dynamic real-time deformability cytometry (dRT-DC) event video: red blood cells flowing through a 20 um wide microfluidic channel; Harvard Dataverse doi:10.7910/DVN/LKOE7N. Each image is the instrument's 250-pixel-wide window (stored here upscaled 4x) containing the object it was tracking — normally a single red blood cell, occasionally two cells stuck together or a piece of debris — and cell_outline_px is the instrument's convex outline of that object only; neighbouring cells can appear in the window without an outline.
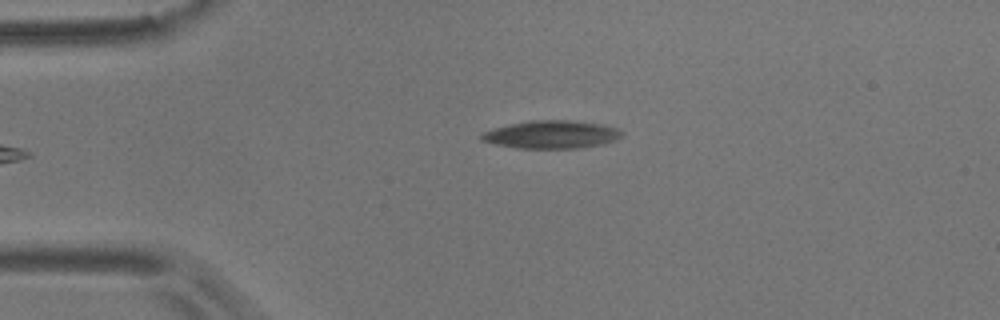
{"species": "common noctule bat (a hibernating species)", "species_latin": "Nyctalus noctula", "temperature_condition": "room temperature", "stored_images_in_passage": 6, "camera_frame_rate_fps": 3000, "um_per_image_px": 0.085, "animal": {"sex": "male", "body_mass_g": 17.9}, "frame": {"image": 1, "passage_image": 6, "time_ms": 5.667, "image_size_px": [1000, 320], "cell_outline_px": [[624, 136], [616, 140], [604, 144], [576, 148], [516, 148], [496, 144], [480, 140], [480, 136], [484, 132], [496, 128], [528, 120], [568, 120], [604, 124], [616, 128], [624, 132]], "centroid_in_image_um": [46.94, 11.43], "position_along_channel_um": 38.1, "area_um2": 22.83}}